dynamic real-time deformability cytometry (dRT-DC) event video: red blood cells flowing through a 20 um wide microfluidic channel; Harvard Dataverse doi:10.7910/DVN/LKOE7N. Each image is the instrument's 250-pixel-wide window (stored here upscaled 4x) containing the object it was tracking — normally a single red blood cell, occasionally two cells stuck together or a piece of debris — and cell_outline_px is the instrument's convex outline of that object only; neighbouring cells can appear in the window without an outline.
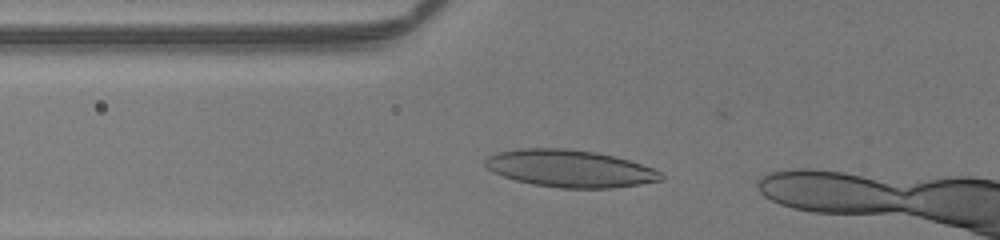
{"species": "human", "species_latin": "Homo sapiens", "temperature_condition": "room temperature", "stored_images_in_passage": 29, "camera_frame_rate_fps": 3000, "um_per_image_px": 0.085, "donor": {"sex": "male"}, "frame": {"image": 1, "passage_image": 3, "time_ms": 0.667, "image_size_px": [1000, 240], "cell_outline_px": [[664, 180], [640, 184], [608, 188], [560, 188], [532, 184], [516, 180], [504, 176], [488, 168], [484, 164], [484, 160], [488, 156], [496, 152], [520, 148], [564, 148], [596, 152], [628, 160], [652, 168], [660, 172], [664, 176]], "centroid_in_image_um": [48.43, 14.32], "position_along_channel_um": 77.4, "area_um2": 37.97}}
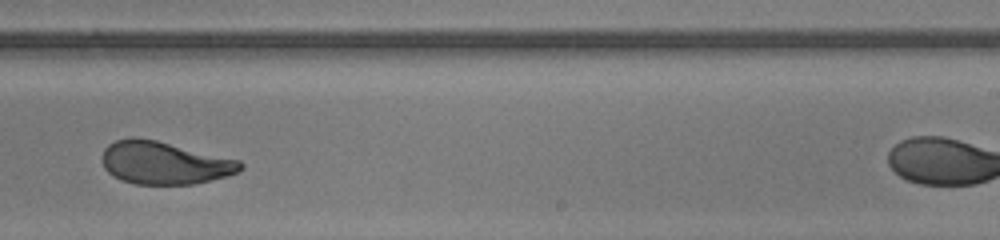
{"frame": {"image": 2, "passage_image": 18, "time_ms": 5.667, "image_size_px": [1000, 240], "cell_outline_px": [[244, 168], [236, 172], [224, 176], [192, 184], [136, 184], [120, 180], [112, 176], [104, 168], [100, 160], [100, 156], [104, 148], [108, 144], [116, 140], [132, 136], [136, 136], [156, 140], [240, 160], [244, 164]], "centroid_in_image_um": [13.89, 13.83], "position_along_channel_um": 275.1, "area_um2": 34.62}}
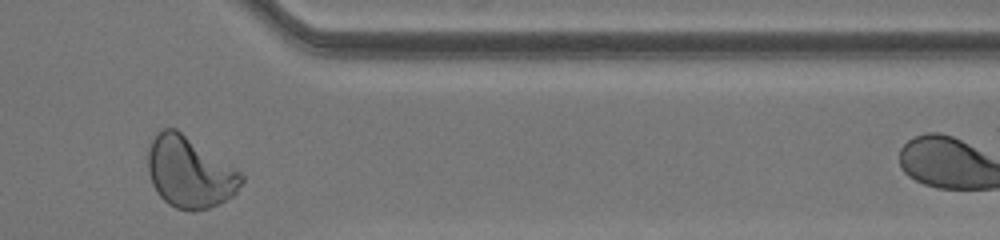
{"frame": {"image": 3, "passage_image": 27, "time_ms": 8.667, "image_size_px": [1000, 240], "cell_outline_px": [[244, 180], [236, 192], [232, 196], [208, 208], [176, 208], [168, 204], [156, 192], [152, 184], [148, 172], [148, 148], [156, 132], [160, 128], [176, 128], [240, 172], [244, 176]], "centroid_in_image_um": [16.08, 14.6], "position_along_channel_um": 395.3, "area_um2": 38.09}}